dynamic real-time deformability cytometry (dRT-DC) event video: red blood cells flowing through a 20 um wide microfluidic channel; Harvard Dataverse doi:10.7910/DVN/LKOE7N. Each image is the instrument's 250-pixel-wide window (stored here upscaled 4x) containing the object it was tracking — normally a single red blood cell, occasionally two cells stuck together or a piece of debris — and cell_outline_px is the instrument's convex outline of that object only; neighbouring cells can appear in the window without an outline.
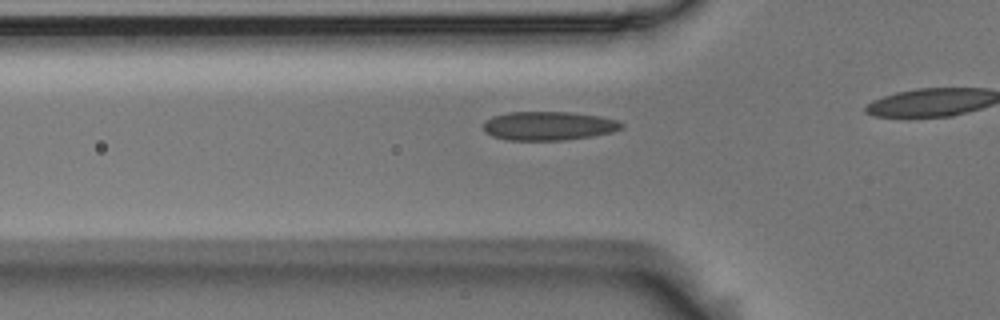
{"species": "Egyptian fruit bat (a non-hibernating species)", "species_latin": "Rousettus aegyptiacus", "temperature_condition": "room temperature", "stored_images_in_passage": 30, "camera_frame_rate_fps": 3000, "um_per_image_px": 0.085, "animal": {"sex": "male"}, "frame": {"image": 1, "passage_image": 5, "time_ms": 1.333, "image_size_px": [1000, 320], "cell_outline_px": [[624, 128], [612, 132], [592, 136], [564, 140], [508, 140], [492, 136], [484, 132], [484, 124], [492, 116], [508, 112], [572, 112], [600, 116], [616, 120], [624, 124]], "centroid_in_image_um": [46.65, 10.7], "position_along_channel_um": 79.2, "area_um2": 23.24}}
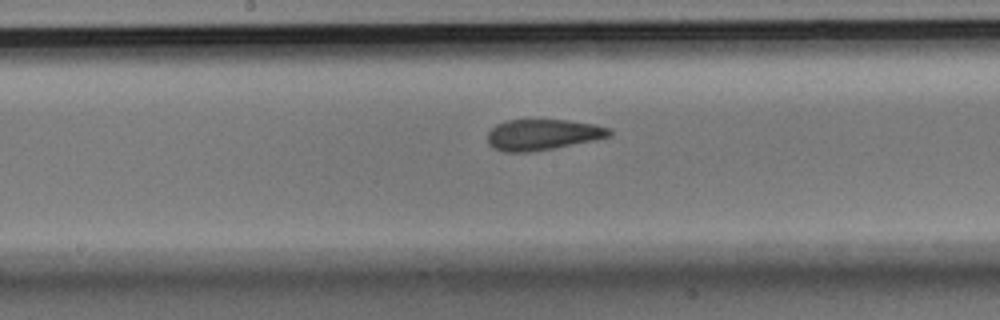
{"frame": {"image": 2, "passage_image": 15, "time_ms": 4.667, "image_size_px": [1000, 320], "cell_outline_px": [[612, 136], [596, 140], [552, 148], [528, 152], [504, 152], [492, 148], [488, 144], [488, 132], [496, 124], [508, 120], [568, 120], [596, 124], [612, 128]], "centroid_in_image_um": [46.16, 11.44], "position_along_channel_um": 202.0, "area_um2": 22.08}}
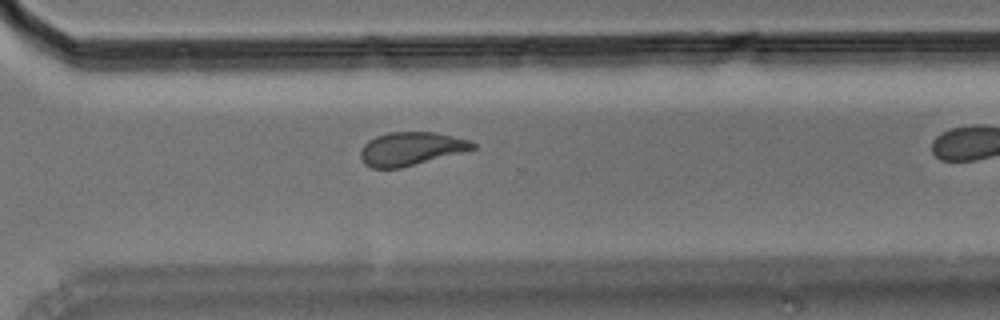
{"frame": {"image": 3, "passage_image": 26, "time_ms": 8.333, "image_size_px": [1000, 320], "cell_outline_px": [[476, 148], [400, 168], [372, 168], [364, 164], [360, 156], [360, 152], [364, 144], [368, 140], [376, 136], [388, 132], [436, 132], [472, 140], [476, 144]], "centroid_in_image_um": [34.92, 12.63], "position_along_channel_um": 335.7, "area_um2": 21.73}}